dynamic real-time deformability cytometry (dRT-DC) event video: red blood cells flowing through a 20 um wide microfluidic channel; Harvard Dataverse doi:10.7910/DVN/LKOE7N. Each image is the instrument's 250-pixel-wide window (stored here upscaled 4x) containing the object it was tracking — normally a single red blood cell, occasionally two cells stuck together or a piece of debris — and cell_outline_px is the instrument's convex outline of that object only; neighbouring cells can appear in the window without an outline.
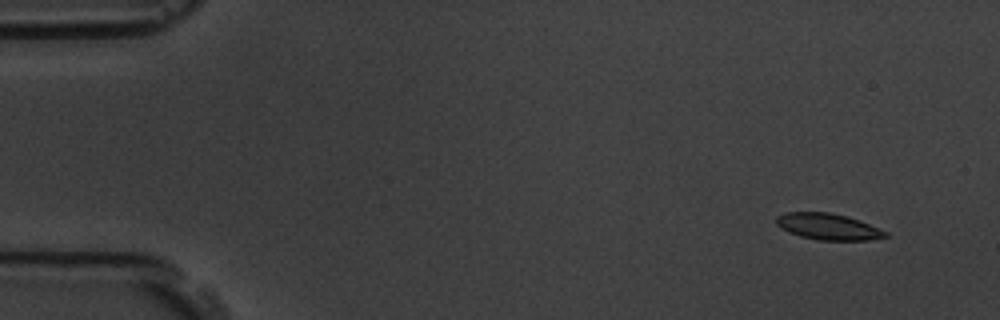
{"species": "common noctule bat (a hibernating species)", "species_latin": "Nyctalus noctula", "temperature_condition": "room temperature", "stored_images_in_passage": 6, "camera_frame_rate_fps": 3000, "um_per_image_px": 0.085, "animal": {"sex": "male", "body_mass_g": 19.5, "forearm_length_mm": 54.6}, "frame": {"image": 1, "passage_image": 2, "time_ms": 1.333, "image_size_px": [1000, 320], "cell_outline_px": [[888, 236], [868, 240], [820, 240], [800, 236], [788, 232], [776, 224], [776, 216], [784, 212], [828, 212], [848, 216], [888, 232]], "centroid_in_image_um": [70.36, 19.25], "position_along_channel_um": 14.6, "area_um2": 16.65}}
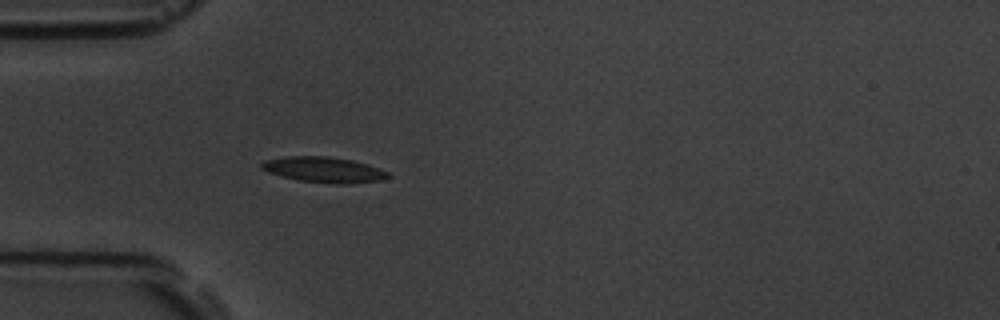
{"frame": {"image": 2, "passage_image": 6, "time_ms": 5.667, "image_size_px": [1000, 320], "cell_outline_px": [[392, 176], [380, 180], [348, 184], [336, 184], [296, 180], [268, 172], [260, 168], [260, 164], [264, 160], [284, 156], [328, 156], [352, 160], [380, 168], [388, 172]], "centroid_in_image_um": [27.51, 14.42], "position_along_channel_um": 57.5, "area_um2": 18.96}}